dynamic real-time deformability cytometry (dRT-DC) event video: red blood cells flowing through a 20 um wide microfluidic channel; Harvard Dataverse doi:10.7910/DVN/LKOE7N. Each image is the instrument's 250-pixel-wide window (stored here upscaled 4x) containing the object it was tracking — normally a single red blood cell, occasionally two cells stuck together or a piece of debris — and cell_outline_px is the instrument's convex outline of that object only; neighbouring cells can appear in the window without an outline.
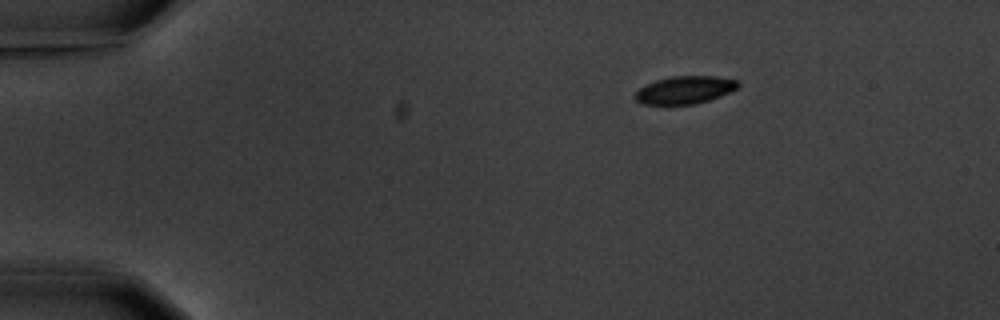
{"species": "common noctule bat (a hibernating species)", "species_latin": "Nyctalus noctula", "temperature_condition": "warm", "stored_images_in_passage": 4, "camera_frame_rate_fps": 3000, "um_per_image_px": 0.085, "animal": {"sex": "male", "body_mass_g": 20.1, "forearm_length_mm": 53.5}, "frame": {"image": 1, "passage_image": 1, "time_ms": 0.0, "image_size_px": [1000, 320], "cell_outline_px": [[740, 84], [736, 88], [720, 96], [708, 100], [692, 104], [644, 104], [636, 100], [636, 92], [640, 88], [656, 80], [672, 76], [716, 76], [736, 80]], "centroid_in_image_um": [58.22, 7.63], "position_along_channel_um": 26.8, "area_um2": 16.24}}